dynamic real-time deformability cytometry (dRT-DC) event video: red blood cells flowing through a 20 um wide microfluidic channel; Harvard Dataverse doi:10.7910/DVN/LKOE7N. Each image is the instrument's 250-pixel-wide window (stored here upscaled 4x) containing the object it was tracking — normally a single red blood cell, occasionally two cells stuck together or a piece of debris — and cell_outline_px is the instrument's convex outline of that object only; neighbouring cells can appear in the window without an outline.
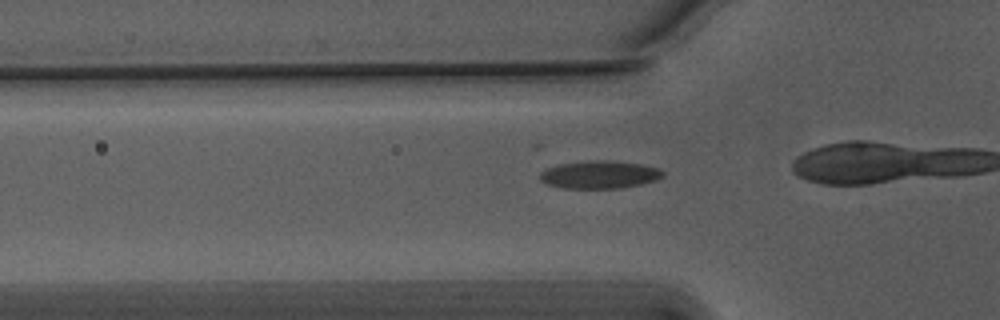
{"species": "Egyptian fruit bat (a non-hibernating species)", "species_latin": "Rousettus aegyptiacus", "temperature_condition": "warm", "stored_images_in_passage": 22, "camera_frame_rate_fps": 3000, "um_per_image_px": 0.085, "animal": {"sex": "male"}, "frame": {"image": 1, "passage_image": 13, "time_ms": 4.0, "image_size_px": [1000, 320], "cell_outline_px": [[664, 176], [656, 180], [640, 184], [620, 188], [564, 188], [548, 184], [540, 180], [540, 172], [544, 168], [560, 164], [592, 160], [604, 160], [640, 164], [660, 168], [664, 172]], "centroid_in_image_um": [50.96, 14.84], "position_along_channel_um": 74.8, "area_um2": 19.83}}
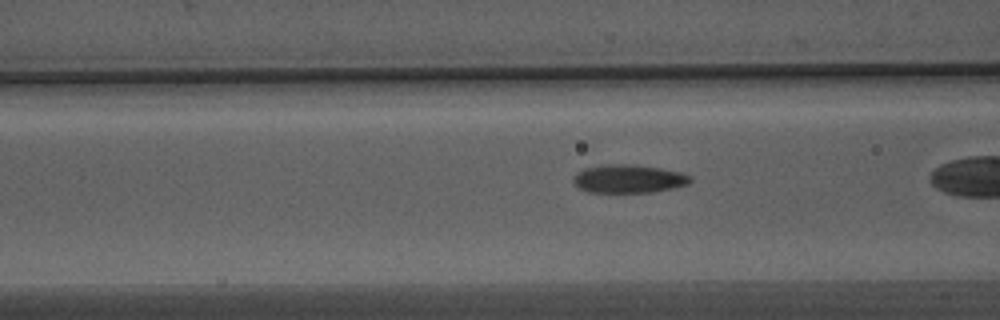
{"frame": {"image": 2, "passage_image": 16, "time_ms": 5.0, "image_size_px": [1000, 320], "cell_outline_px": [[692, 180], [688, 184], [672, 188], [652, 192], [588, 192], [580, 188], [572, 180], [572, 176], [576, 172], [584, 168], [604, 164], [632, 164], [660, 168], [680, 172], [688, 176]], "centroid_in_image_um": [53.38, 15.19], "position_along_channel_um": 113.2, "area_um2": 19.25}}